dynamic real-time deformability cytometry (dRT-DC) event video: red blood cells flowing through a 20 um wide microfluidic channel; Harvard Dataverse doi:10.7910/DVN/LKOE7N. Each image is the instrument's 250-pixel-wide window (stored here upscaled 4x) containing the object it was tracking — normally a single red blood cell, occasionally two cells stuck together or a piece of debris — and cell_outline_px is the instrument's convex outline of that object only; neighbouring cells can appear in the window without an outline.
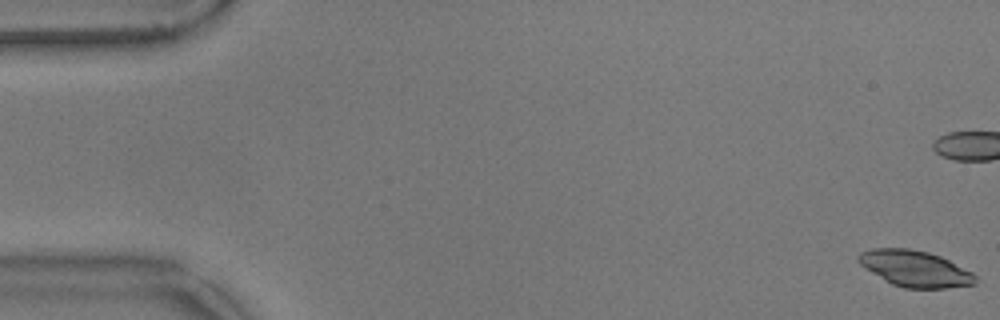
{"species": "common noctule bat (a hibernating species)", "species_latin": "Nyctalus noctula", "temperature_condition": "warm", "stored_images_in_passage": 10, "camera_frame_rate_fps": 3000, "um_per_image_px": 0.085, "animal": {"sex": "male", "body_mass_g": 17.9}, "frame": {"image": 1, "passage_image": 1, "time_ms": 0.0, "image_size_px": [1000, 320], "cell_outline_px": [[976, 284], [948, 288], [904, 288], [892, 284], [884, 280], [864, 268], [856, 260], [856, 256], [860, 252], [872, 248], [908, 248], [928, 252], [940, 256], [972, 272], [976, 276]], "centroid_in_image_um": [77.74, 22.83], "position_along_channel_um": 7.3, "area_um2": 24.74}}